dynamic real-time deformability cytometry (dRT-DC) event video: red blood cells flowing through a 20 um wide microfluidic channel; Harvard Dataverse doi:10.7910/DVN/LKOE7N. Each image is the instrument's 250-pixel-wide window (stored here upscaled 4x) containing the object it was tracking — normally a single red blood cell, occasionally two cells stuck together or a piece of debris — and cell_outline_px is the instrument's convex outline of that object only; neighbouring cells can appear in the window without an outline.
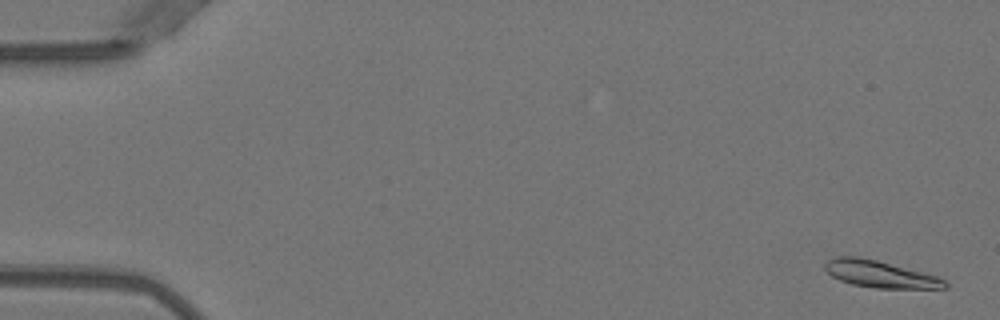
{"species": "Egyptian fruit bat (a non-hibernating species)", "species_latin": "Rousettus aegyptiacus", "temperature_condition": "warm", "stored_images_in_passage": 6, "camera_frame_rate_fps": 3000, "um_per_image_px": 0.085, "animal": {"sex": "female"}, "frame": {"image": 1, "passage_image": 1, "time_ms": 0.0, "image_size_px": [1000, 320], "cell_outline_px": [[948, 288], [876, 288], [852, 284], [840, 280], [832, 276], [824, 268], [824, 264], [832, 256], [860, 256], [876, 260], [936, 276], [944, 280], [948, 284]], "centroid_in_image_um": [74.75, 23.29], "position_along_channel_um": 10.2, "area_um2": 18.61}}
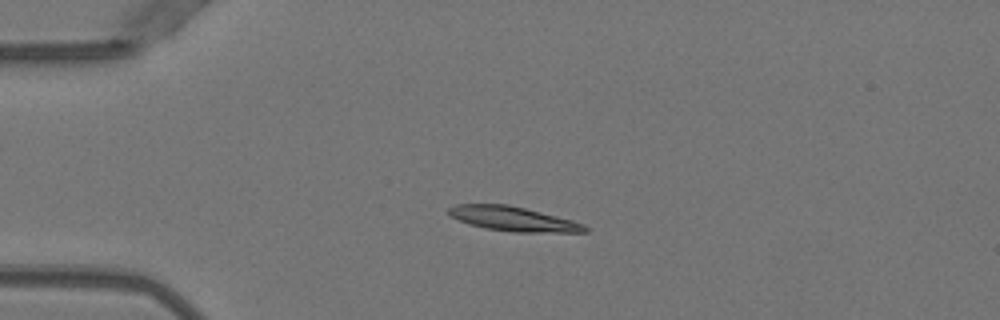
{"frame": {"image": 2, "passage_image": 4, "time_ms": 1.0, "image_size_px": [1000, 320], "cell_outline_px": [[588, 232], [512, 232], [484, 228], [468, 224], [452, 216], [448, 212], [448, 208], [456, 204], [508, 204], [572, 220], [584, 224], [588, 228]], "centroid_in_image_um": [43.62, 18.61], "position_along_channel_um": 41.4, "area_um2": 19.31}}
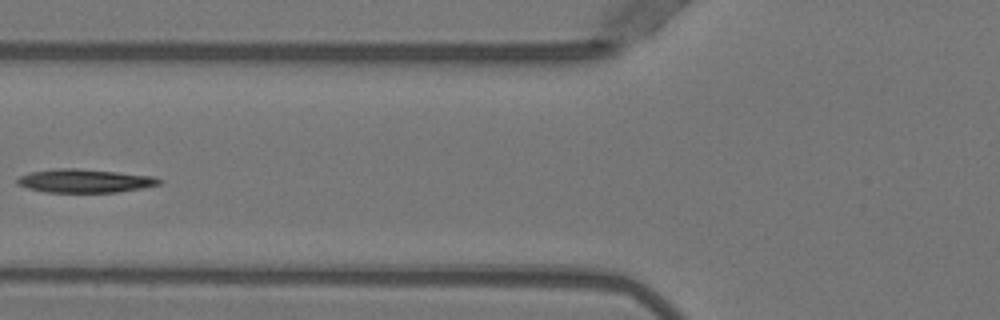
{"frame": {"image": 3, "passage_image": 6, "time_ms": 1.667, "image_size_px": [1000, 320], "cell_outline_px": [[164, 180], [160, 184], [144, 188], [116, 192], [44, 192], [28, 188], [16, 184], [16, 180], [20, 176], [32, 172], [60, 168], [76, 168], [116, 172], [152, 176]], "centroid_in_image_um": [7.22, 15.38], "position_along_channel_um": 118.6, "area_um2": 19.31}}